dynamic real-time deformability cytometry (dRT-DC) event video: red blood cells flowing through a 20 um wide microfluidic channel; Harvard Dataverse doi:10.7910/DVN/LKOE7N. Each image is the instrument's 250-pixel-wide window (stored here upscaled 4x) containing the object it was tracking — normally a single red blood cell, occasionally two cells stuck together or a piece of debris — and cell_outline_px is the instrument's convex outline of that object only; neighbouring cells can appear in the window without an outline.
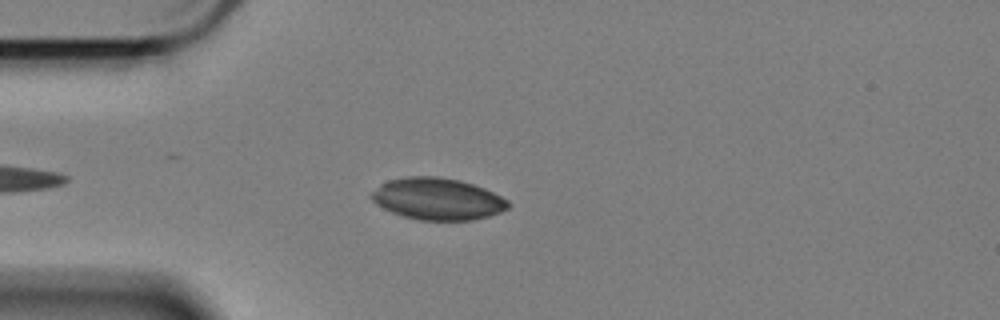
{"species": "Egyptian fruit bat (a non-hibernating species)", "species_latin": "Rousettus aegyptiacus", "temperature_condition": "cold", "stored_images_in_passage": 32, "camera_frame_rate_fps": 3000, "um_per_image_px": 0.085, "animal": {"sex": "female"}, "frame": {"image": 1, "passage_image": 7, "time_ms": 2.0, "image_size_px": [1000, 320], "cell_outline_px": [[512, 204], [508, 208], [500, 212], [488, 216], [472, 220], [420, 220], [404, 216], [392, 212], [376, 204], [368, 196], [380, 184], [388, 180], [408, 176], [436, 176], [460, 180], [484, 188], [508, 200]], "centroid_in_image_um": [37.18, 16.9], "position_along_channel_um": 47.8, "area_um2": 33.29}}
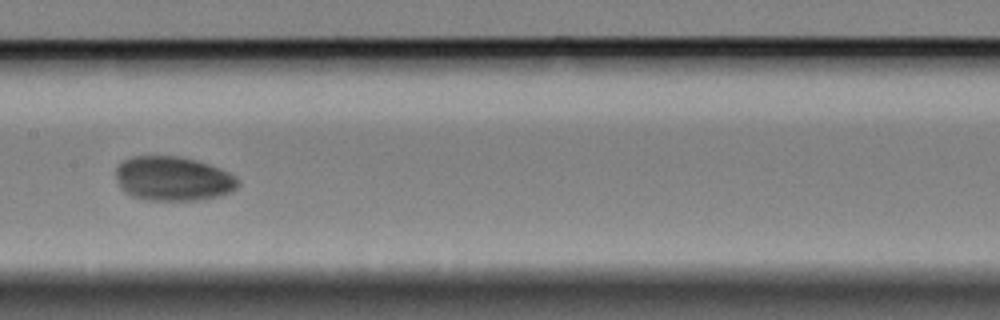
{"frame": {"image": 2, "passage_image": 21, "time_ms": 6.667, "image_size_px": [1000, 320], "cell_outline_px": [[240, 184], [232, 192], [220, 196], [200, 200], [144, 200], [132, 196], [124, 192], [120, 188], [116, 180], [116, 168], [124, 160], [132, 156], [176, 156], [208, 164], [220, 168], [236, 176], [240, 180]], "centroid_in_image_um": [14.71, 15.2], "position_along_channel_um": 192.7, "area_um2": 31.79}}
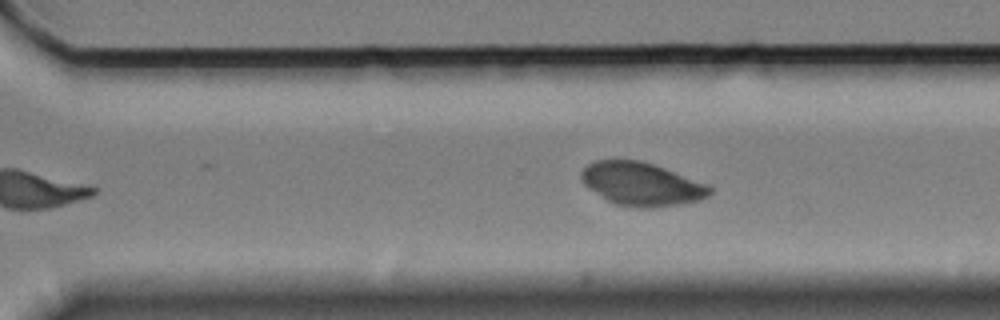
{"frame": {"image": 3, "passage_image": 32, "time_ms": 10.333, "image_size_px": [1000, 320], "cell_outline_px": [[712, 192], [708, 196], [700, 200], [676, 204], [648, 208], [640, 208], [616, 204], [608, 200], [588, 188], [584, 184], [580, 176], [584, 168], [588, 164], [596, 160], [640, 160], [664, 168], [708, 184], [712, 188]], "centroid_in_image_um": [54.53, 15.64], "position_along_channel_um": 316.1, "area_um2": 32.02}}